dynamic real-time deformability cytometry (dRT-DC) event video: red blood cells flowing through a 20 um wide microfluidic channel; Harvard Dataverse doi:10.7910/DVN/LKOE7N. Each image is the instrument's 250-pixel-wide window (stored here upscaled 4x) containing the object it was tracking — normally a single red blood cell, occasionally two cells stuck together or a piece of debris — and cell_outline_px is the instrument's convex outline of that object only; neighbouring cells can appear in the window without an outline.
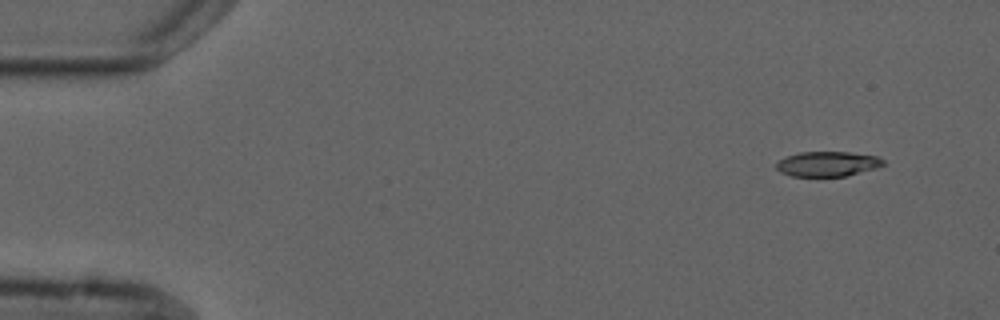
{"species": "common noctule bat (a hibernating species)", "species_latin": "Nyctalus noctula", "temperature_condition": "cold", "stored_images_in_passage": 7, "camera_frame_rate_fps": 3000, "um_per_image_px": 0.085, "animal": {"sex": "male", "forearm_length_mm": 52.5}, "frame": {"image": 1, "passage_image": 2, "time_ms": 1.333, "image_size_px": [1000, 320], "cell_outline_px": [[884, 164], [876, 168], [844, 176], [792, 176], [780, 172], [776, 168], [776, 164], [780, 160], [788, 156], [800, 152], [848, 152], [880, 156], [884, 160]], "centroid_in_image_um": [70.36, 13.93], "position_along_channel_um": 14.6, "area_um2": 15.43}}